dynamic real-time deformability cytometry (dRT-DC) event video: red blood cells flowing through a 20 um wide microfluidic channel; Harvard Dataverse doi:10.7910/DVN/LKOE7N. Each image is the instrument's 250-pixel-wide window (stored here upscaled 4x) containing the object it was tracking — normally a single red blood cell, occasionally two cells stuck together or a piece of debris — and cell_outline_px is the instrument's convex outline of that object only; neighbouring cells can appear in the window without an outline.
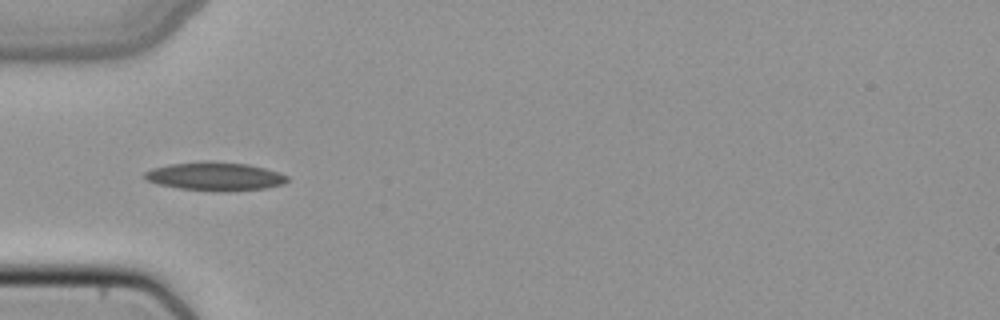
{"species": "common noctule bat (a hibernating species)", "species_latin": "Nyctalus noctula", "temperature_condition": "cold", "stored_images_in_passage": 34, "camera_frame_rate_fps": 3000, "um_per_image_px": 0.085, "animal": {"sex": "female", "body_mass_g": 22.7, "forearm_length_mm": 54.2}, "frame": {"image": 1, "passage_image": 1, "time_ms": 0.0, "image_size_px": [1000, 320], "cell_outline_px": [[288, 180], [284, 184], [264, 188], [180, 188], [156, 184], [148, 180], [144, 176], [144, 172], [152, 168], [168, 164], [200, 160], [212, 160], [248, 164], [280, 172], [288, 176]], "centroid_in_image_um": [18.24, 14.91], "position_along_channel_um": 66.8, "area_um2": 22.77}}
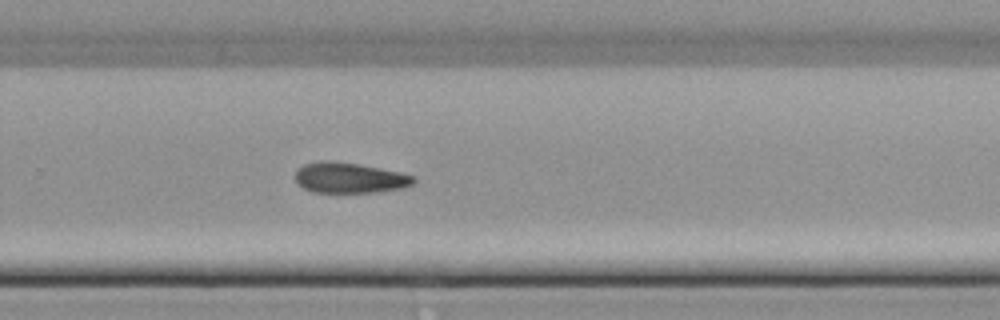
{"frame": {"image": 2, "passage_image": 18, "time_ms": 5.667, "image_size_px": [1000, 320], "cell_outline_px": [[416, 180], [412, 184], [400, 188], [372, 192], [316, 192], [304, 188], [296, 180], [296, 172], [304, 164], [320, 160], [332, 160], [380, 168], [400, 172], [416, 176]], "centroid_in_image_um": [29.72, 15.1], "position_along_channel_um": 300.1, "area_um2": 20.75}}
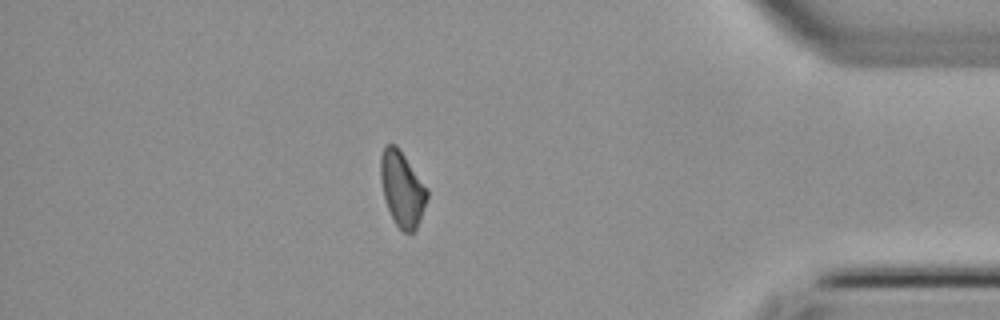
{"frame": {"image": 3, "passage_image": 28, "time_ms": 9.0, "image_size_px": [1000, 320], "cell_outline_px": [[428, 196], [416, 228], [412, 232], [404, 232], [396, 224], [388, 208], [384, 196], [380, 180], [380, 156], [384, 144], [396, 144], [400, 148], [428, 188]], "centroid_in_image_um": [34.17, 15.97], "position_along_channel_um": 401.0, "area_um2": 20.35}}